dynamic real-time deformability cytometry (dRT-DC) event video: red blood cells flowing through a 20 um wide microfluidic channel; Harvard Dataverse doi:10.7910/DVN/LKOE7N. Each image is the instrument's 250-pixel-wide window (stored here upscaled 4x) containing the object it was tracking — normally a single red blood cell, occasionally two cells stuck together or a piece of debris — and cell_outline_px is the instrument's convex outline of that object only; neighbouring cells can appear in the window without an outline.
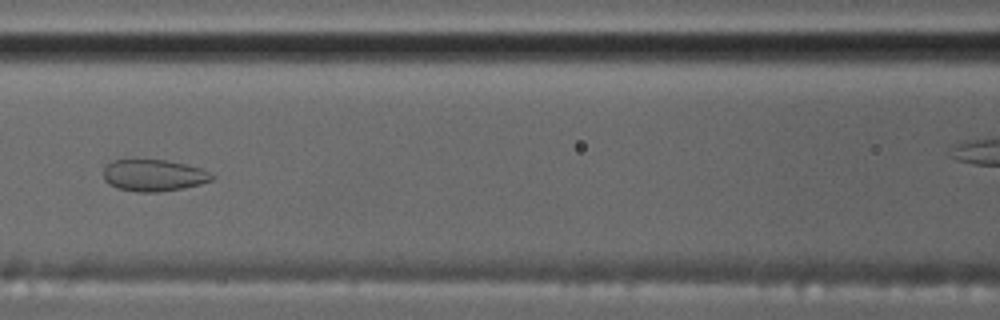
{"species": "common noctule bat (a hibernating species)", "species_latin": "Nyctalus noctula", "temperature_condition": "cold", "stored_images_in_passage": 16, "camera_frame_rate_fps": 3000, "um_per_image_px": 0.085, "animal": {"sex": "male", "body_mass_g": 17.5, "forearm_length_mm": 52.3}, "frame": {"image": 1, "passage_image": 7, "time_ms": 7.667, "image_size_px": [1000, 320], "cell_outline_px": [[216, 176], [212, 180], [200, 184], [184, 188], [160, 192], [136, 192], [116, 188], [108, 184], [104, 180], [104, 168], [112, 160], [164, 160], [184, 164], [200, 168]], "centroid_in_image_um": [13.05, 14.92], "position_along_channel_um": 153.6, "area_um2": 20.06}}
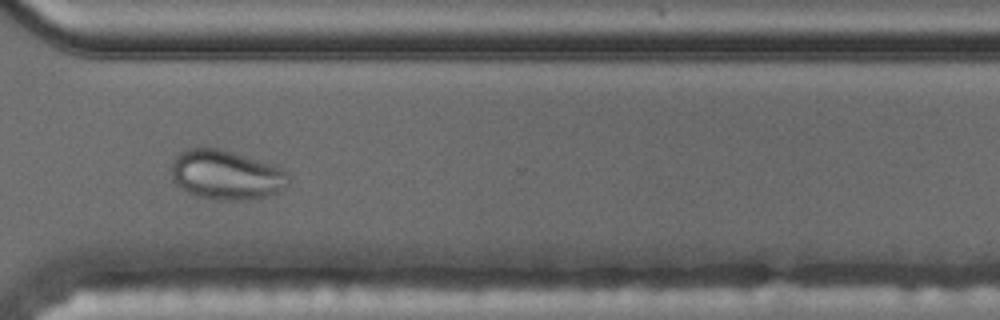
{"frame": {"image": 2, "passage_image": 12, "time_ms": 13.333, "image_size_px": [1000, 320], "cell_outline_px": [[288, 184], [276, 192], [268, 196], [248, 200], [216, 200], [196, 196], [180, 188], [172, 180], [172, 160], [176, 152], [188, 148], [220, 148], [272, 164], [280, 168], [288, 176]], "centroid_in_image_um": [19.16, 14.86], "position_along_channel_um": 351.4, "area_um2": 33.93}}